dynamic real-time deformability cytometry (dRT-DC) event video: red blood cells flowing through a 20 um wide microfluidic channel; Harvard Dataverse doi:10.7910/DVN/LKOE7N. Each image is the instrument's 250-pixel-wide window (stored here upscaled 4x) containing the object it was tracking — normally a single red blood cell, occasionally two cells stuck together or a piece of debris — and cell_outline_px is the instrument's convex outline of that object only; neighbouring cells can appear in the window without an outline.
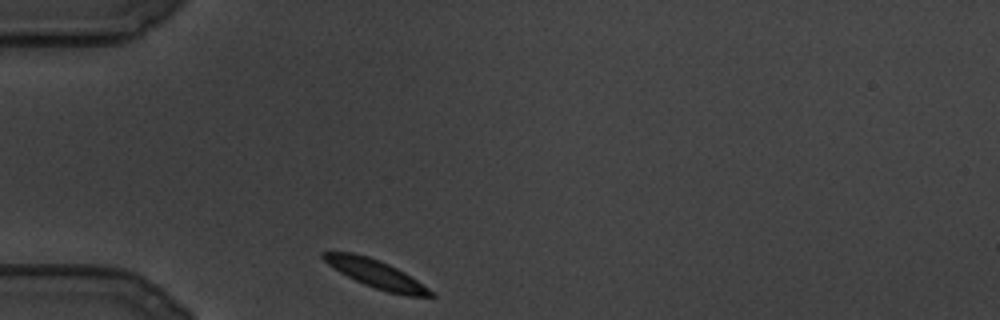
{"species": "common noctule bat (a hibernating species)", "species_latin": "Nyctalus noctula", "temperature_condition": "cold", "stored_images_in_passage": 73, "camera_frame_rate_fps": 3000, "um_per_image_px": 0.085, "animal": {"sex": "male", "body_mass_g": 19.5, "forearm_length_mm": 54.6}, "frame": {"image": 1, "passage_image": 1, "time_ms": 0.0, "image_size_px": [1000, 320], "cell_outline_px": [[436, 296], [408, 296], [388, 292], [364, 284], [340, 272], [328, 264], [320, 256], [320, 252], [352, 252], [368, 256], [380, 260], [404, 272], [428, 288]], "centroid_in_image_um": [31.92, 23.26], "position_along_channel_um": 53.1, "area_um2": 17.22}}
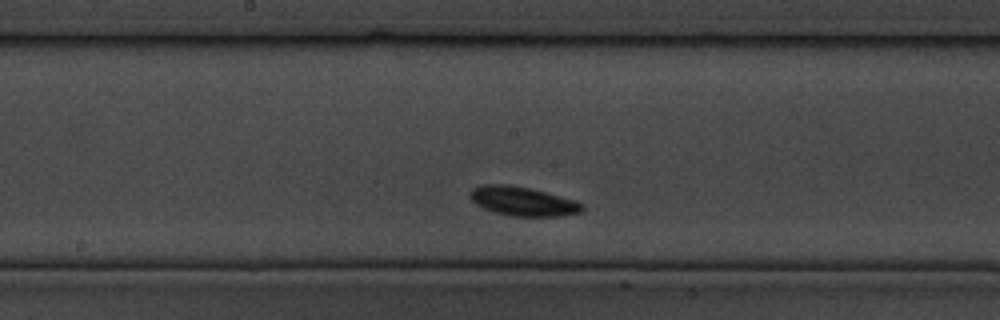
{"frame": {"image": 2, "passage_image": 32, "time_ms": 10.333, "image_size_px": [1000, 320], "cell_outline_px": [[584, 208], [580, 212], [564, 216], [512, 216], [492, 212], [476, 204], [468, 196], [468, 192], [472, 188], [480, 184], [508, 184], [528, 188], [576, 200], [584, 204]], "centroid_in_image_um": [44.4, 17.1], "position_along_channel_um": 203.8, "area_um2": 19.19}}
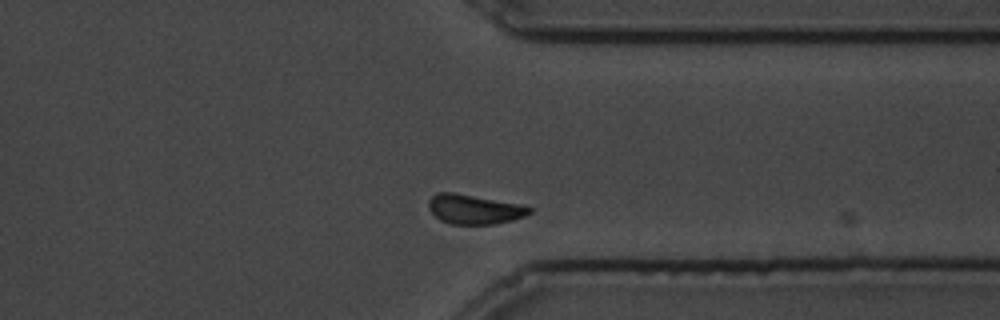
{"frame": {"image": 3, "passage_image": 63, "time_ms": 20.667, "image_size_px": [1000, 320], "cell_outline_px": [[532, 212], [524, 216], [512, 220], [492, 224], [452, 224], [440, 220], [428, 208], [428, 200], [436, 192], [452, 192], [516, 204], [532, 208]], "centroid_in_image_um": [40.25, 17.79], "position_along_channel_um": 371.1, "area_um2": 16.99}}